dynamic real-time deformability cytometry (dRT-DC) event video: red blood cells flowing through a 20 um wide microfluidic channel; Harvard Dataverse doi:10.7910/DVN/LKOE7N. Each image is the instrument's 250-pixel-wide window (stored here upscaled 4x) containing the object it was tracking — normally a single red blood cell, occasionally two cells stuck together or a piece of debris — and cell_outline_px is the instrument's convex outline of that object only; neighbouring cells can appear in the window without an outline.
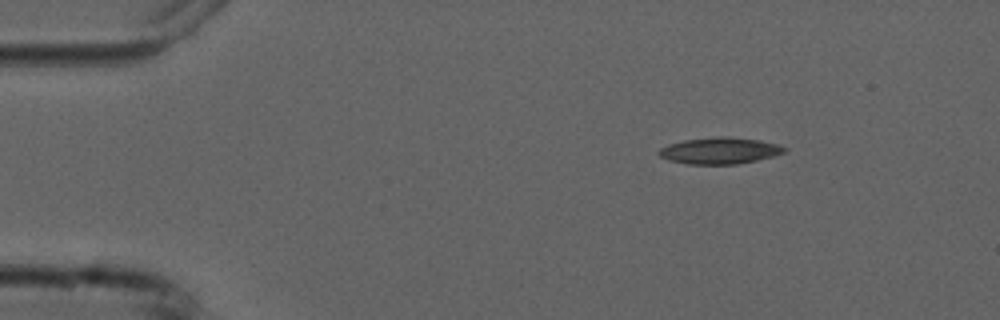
{"species": "common noctule bat (a hibernating species)", "species_latin": "Nyctalus noctula", "temperature_condition": "cold", "stored_images_in_passage": 3, "camera_frame_rate_fps": 3000, "um_per_image_px": 0.085, "animal": {"sex": "male", "forearm_length_mm": 52.5}, "frame": {"image": 1, "passage_image": 1, "time_ms": 0.0, "image_size_px": [1000, 320], "cell_outline_px": [[788, 148], [784, 152], [772, 156], [756, 160], [736, 164], [688, 164], [668, 160], [660, 156], [656, 152], [660, 148], [668, 144], [684, 140], [720, 136], [724, 136], [760, 140], [776, 144]], "centroid_in_image_um": [61.14, 12.8], "position_along_channel_um": 23.9, "area_um2": 19.25}}